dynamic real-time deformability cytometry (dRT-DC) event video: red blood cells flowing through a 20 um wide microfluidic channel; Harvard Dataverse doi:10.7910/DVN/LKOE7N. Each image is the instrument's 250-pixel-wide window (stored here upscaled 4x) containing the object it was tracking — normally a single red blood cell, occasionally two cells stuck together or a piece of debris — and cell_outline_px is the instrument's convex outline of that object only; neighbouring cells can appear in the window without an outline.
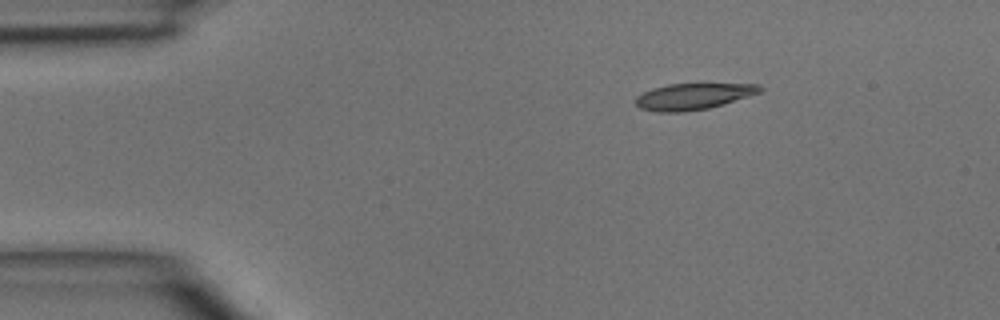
{"species": "common noctule bat (a hibernating species)", "species_latin": "Nyctalus noctula", "temperature_condition": "room temperature", "stored_images_in_passage": 4, "camera_frame_rate_fps": 3000, "um_per_image_px": 0.085, "animal": {"sex": "male", "body_mass_g": 15.6}, "frame": {"image": 1, "passage_image": 2, "time_ms": 0.333, "image_size_px": [1000, 320], "cell_outline_px": [[764, 88], [760, 92], [724, 104], [708, 108], [684, 112], [656, 112], [640, 108], [636, 104], [636, 96], [652, 88], [668, 84], [760, 84]], "centroid_in_image_um": [58.91, 8.2], "position_along_channel_um": 26.1, "area_um2": 18.96}}
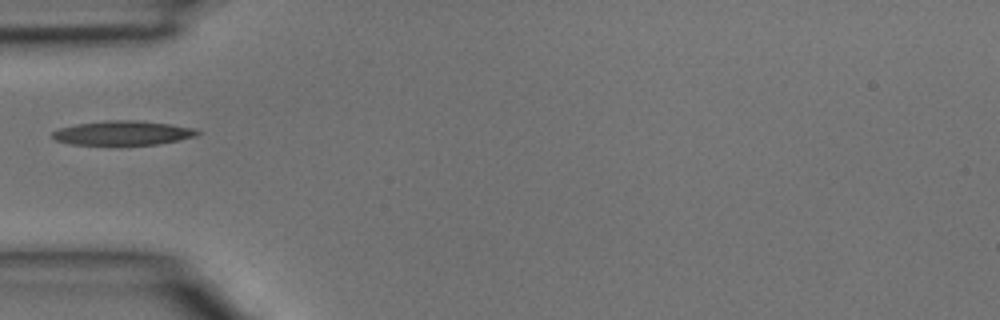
{"frame": {"image": 2, "passage_image": 4, "time_ms": 1.0, "image_size_px": [1000, 320], "cell_outline_px": [[200, 132], [196, 136], [156, 144], [72, 144], [56, 140], [52, 136], [52, 132], [60, 128], [76, 124], [108, 120], [136, 120], [168, 124], [196, 128]], "centroid_in_image_um": [10.44, 11.29], "position_along_channel_um": 74.6, "area_um2": 20.11}}